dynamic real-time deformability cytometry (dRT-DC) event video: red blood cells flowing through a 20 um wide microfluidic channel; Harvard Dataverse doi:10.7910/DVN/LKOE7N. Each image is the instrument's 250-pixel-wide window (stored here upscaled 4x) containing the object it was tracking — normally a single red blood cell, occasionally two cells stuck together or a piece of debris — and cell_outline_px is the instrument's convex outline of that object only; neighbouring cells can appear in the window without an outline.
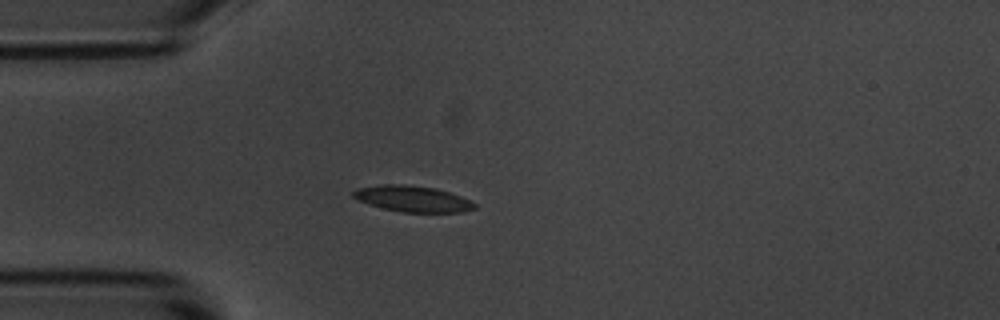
{"species": "common noctule bat (a hibernating species)", "species_latin": "Nyctalus noctula", "temperature_condition": "room temperature", "stored_images_in_passage": 1, "camera_frame_rate_fps": 3000, "um_per_image_px": 0.085, "animal": {"sex": "male", "body_mass_g": 20.1, "forearm_length_mm": 53.5}, "frame": {"image": 1, "passage_image": 1, "time_ms": 0.0, "image_size_px": [1000, 320], "cell_outline_px": [[476, 208], [460, 212], [400, 212], [368, 204], [356, 200], [352, 196], [352, 192], [356, 188], [380, 184], [404, 184], [436, 188], [460, 196], [476, 204]], "centroid_in_image_um": [35.01, 16.89], "position_along_channel_um": 50.0, "area_um2": 18.44}}